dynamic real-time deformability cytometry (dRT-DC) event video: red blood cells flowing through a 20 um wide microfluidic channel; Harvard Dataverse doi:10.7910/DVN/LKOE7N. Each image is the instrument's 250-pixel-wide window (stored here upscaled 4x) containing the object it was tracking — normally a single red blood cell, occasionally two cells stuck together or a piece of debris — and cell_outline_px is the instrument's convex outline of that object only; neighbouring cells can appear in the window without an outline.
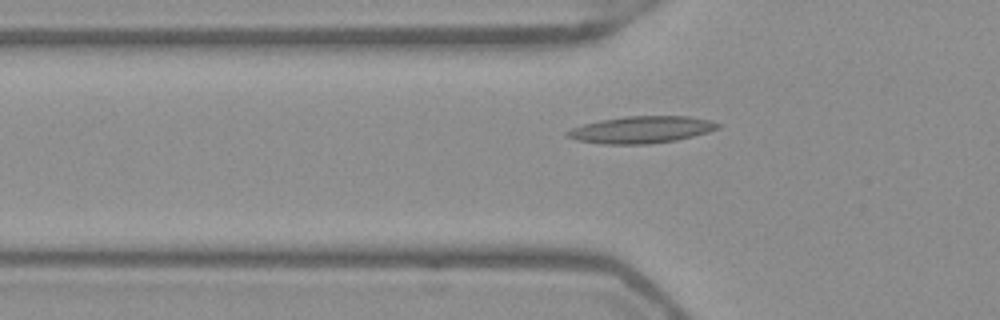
{"species": "Egyptian fruit bat (a non-hibernating species)", "species_latin": "Rousettus aegyptiacus", "temperature_condition": "warm", "stored_images_in_passage": 50, "camera_frame_rate_fps": 3000, "um_per_image_px": 0.085, "frame": {"image": 1, "passage_image": 18, "time_ms": 5.667, "image_size_px": [1000, 320], "cell_outline_px": [[720, 128], [708, 132], [676, 140], [648, 144], [604, 144], [576, 140], [564, 136], [564, 132], [572, 128], [584, 124], [600, 120], [624, 116], [688, 116], [708, 120], [720, 124]], "centroid_in_image_um": [54.48, 11.02], "position_along_channel_um": 71.3, "area_um2": 23.64}}
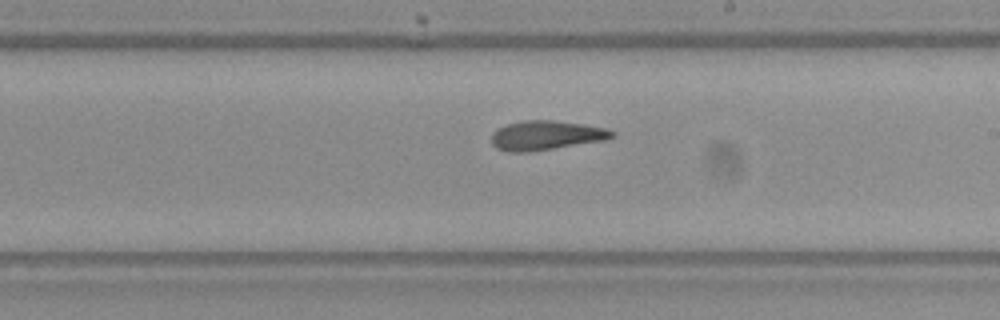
{"frame": {"image": 2, "passage_image": 31, "time_ms": 10.0, "image_size_px": [1000, 320], "cell_outline_px": [[616, 136], [608, 140], [528, 152], [508, 152], [496, 148], [492, 144], [492, 132], [496, 128], [508, 124], [524, 120], [552, 120], [584, 124], [608, 128], [616, 132]], "centroid_in_image_um": [46.46, 11.5], "position_along_channel_um": 242.5, "area_um2": 20.92}}
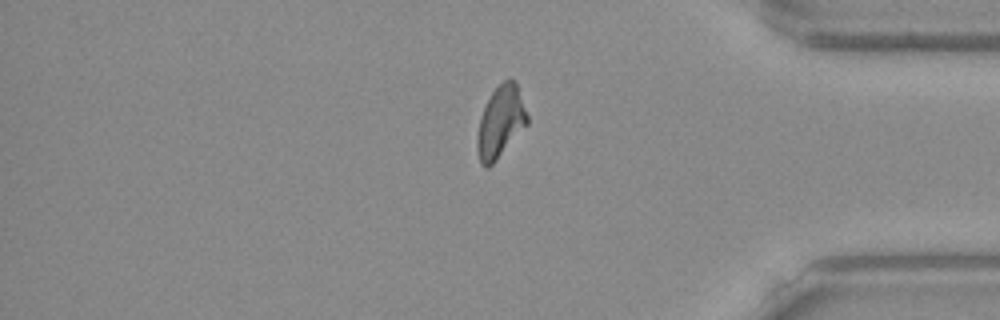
{"frame": {"image": 3, "passage_image": 44, "time_ms": 14.333, "image_size_px": [1000, 320], "cell_outline_px": [[528, 124], [496, 160], [488, 168], [484, 168], [480, 164], [476, 148], [476, 136], [480, 116], [492, 92], [504, 80], [516, 80], [528, 116]], "centroid_in_image_um": [42.53, 10.39], "position_along_channel_um": 392.7, "area_um2": 20.92}, "authors_computed_cell_mechanics": {"area_um2": 21.2704, "velocity_mm_per_s": 3.9392, "shape_relaxation_time_tau1_ms": null, "shape_relaxation_time_tau2_ms": 3.1086, "deformation_change_tau1": null, "deformation_change_tau2": 0.1188}}